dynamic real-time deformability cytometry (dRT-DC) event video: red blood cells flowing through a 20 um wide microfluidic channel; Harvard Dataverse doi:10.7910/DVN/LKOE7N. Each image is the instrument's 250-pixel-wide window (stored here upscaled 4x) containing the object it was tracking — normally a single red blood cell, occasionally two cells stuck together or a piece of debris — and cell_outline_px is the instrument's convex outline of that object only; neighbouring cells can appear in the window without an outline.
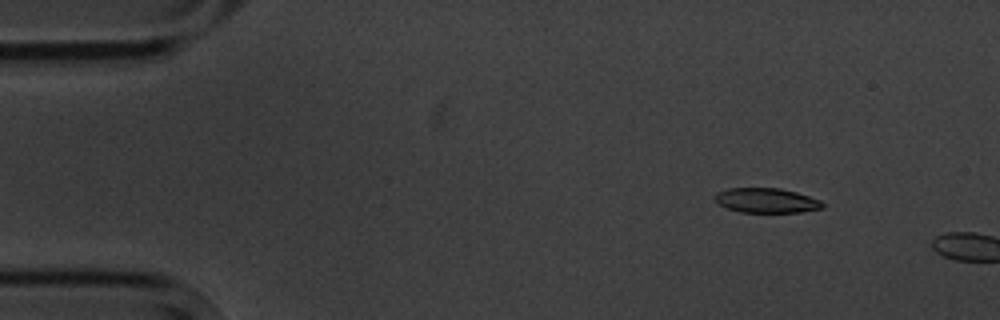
{"species": "common noctule bat (a hibernating species)", "species_latin": "Nyctalus noctula", "temperature_condition": "cold", "stored_images_in_passage": 2, "segment_of_instrument_passage": [1, 2], "camera_frame_rate_fps": 3000, "um_per_image_px": 0.085, "animal": {"sex": "male", "body_mass_g": 20.1, "forearm_length_mm": 53.5}, "frame": {"image": 1, "passage_image": 1, "time_ms": 0.0, "image_size_px": [1000, 320], "cell_outline_px": [[824, 208], [800, 212], [740, 212], [728, 208], [720, 204], [712, 196], [716, 192], [728, 188], [780, 188], [796, 192], [820, 200], [824, 204]], "centroid_in_image_um": [65.14, 17.03], "position_along_channel_um": 19.9, "area_um2": 15.49}}